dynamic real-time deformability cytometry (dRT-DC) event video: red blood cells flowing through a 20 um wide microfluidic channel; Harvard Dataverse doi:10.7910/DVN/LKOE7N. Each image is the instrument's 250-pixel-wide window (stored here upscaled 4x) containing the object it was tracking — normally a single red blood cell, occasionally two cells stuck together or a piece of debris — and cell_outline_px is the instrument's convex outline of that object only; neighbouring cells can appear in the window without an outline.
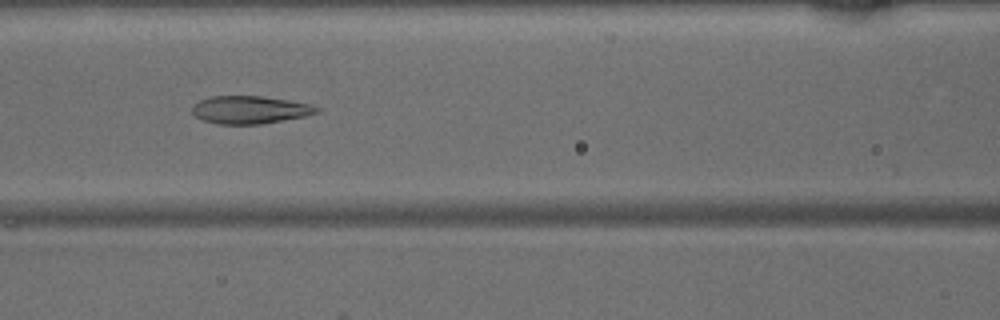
{"species": "common noctule bat (a hibernating species)", "species_latin": "Nyctalus noctula", "temperature_condition": "warm", "stored_images_in_passage": 43, "camera_frame_rate_fps": 3000, "um_per_image_px": 0.085, "animal": {"sex": "male", "body_mass_g": 15.6}, "frame": {"image": 1, "passage_image": 19, "time_ms": 6.0, "image_size_px": [1000, 320], "cell_outline_px": [[320, 108], [316, 112], [304, 116], [260, 124], [220, 124], [204, 120], [196, 116], [192, 112], [192, 104], [200, 100], [212, 96], [260, 96], [288, 100], [308, 104]], "centroid_in_image_um": [21.19, 9.32], "position_along_channel_um": 145.4, "area_um2": 19.83}}
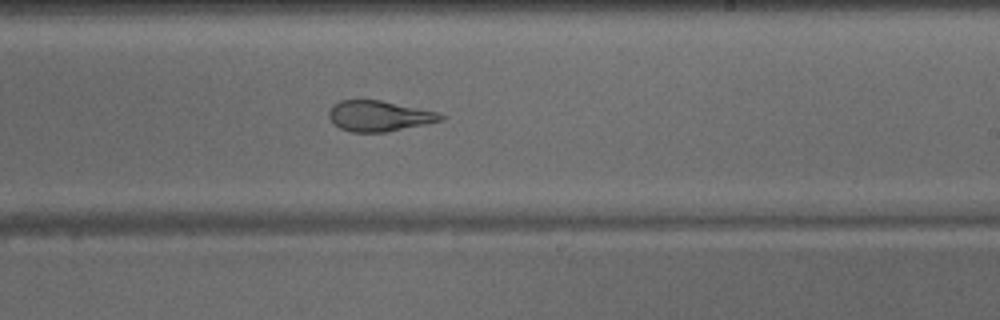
{"frame": {"image": 2, "passage_image": 27, "time_ms": 8.667, "image_size_px": [1000, 320], "cell_outline_px": [[444, 120], [384, 132], [352, 132], [340, 128], [328, 116], [328, 112], [332, 104], [340, 100], [380, 100], [436, 112], [444, 116]], "centroid_in_image_um": [32.17, 9.85], "position_along_channel_um": 256.8, "area_um2": 19.59}}
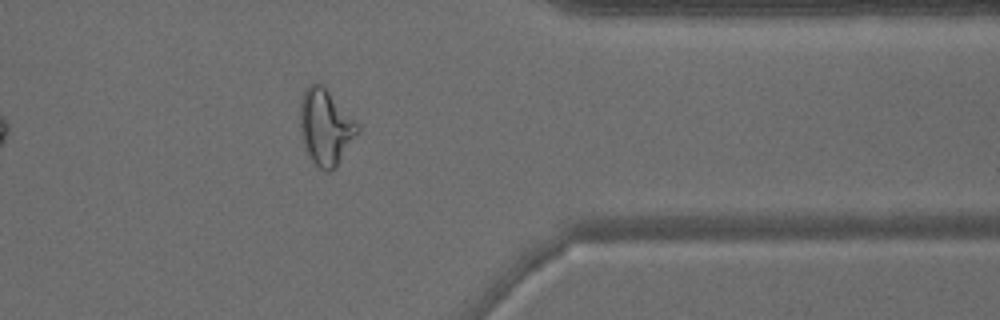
{"frame": {"image": 3, "passage_image": 37, "time_ms": 12.0, "image_size_px": [1000, 320], "cell_outline_px": [[360, 128], [336, 168], [328, 172], [324, 172], [308, 156], [300, 132], [300, 100], [304, 88], [312, 80], [324, 84]], "centroid_in_image_um": [27.62, 10.75], "position_along_channel_um": 383.8, "area_um2": 25.49}}